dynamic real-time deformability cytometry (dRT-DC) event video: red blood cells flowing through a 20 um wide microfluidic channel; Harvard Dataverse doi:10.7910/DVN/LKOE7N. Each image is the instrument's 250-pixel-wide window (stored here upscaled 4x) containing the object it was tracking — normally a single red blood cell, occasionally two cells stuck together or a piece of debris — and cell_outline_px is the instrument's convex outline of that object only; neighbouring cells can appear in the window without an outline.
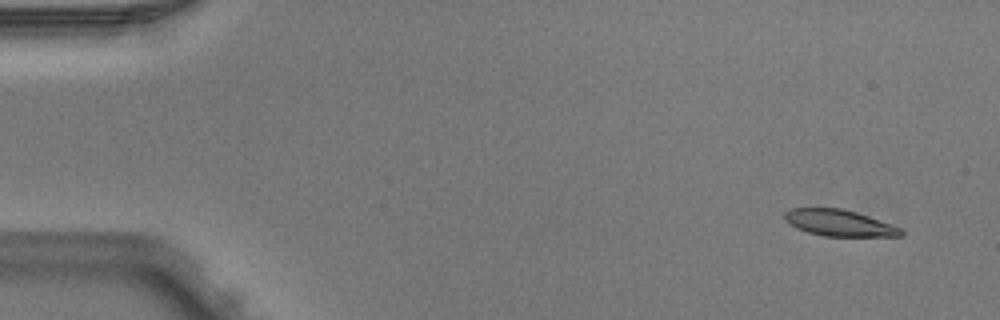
{"species": "Egyptian fruit bat (a non-hibernating species)", "species_latin": "Rousettus aegyptiacus", "temperature_condition": "warm", "stored_images_in_passage": 5, "camera_frame_rate_fps": 3000, "um_per_image_px": 0.085, "animal": {"sex": "male"}, "frame": {"image": 1, "passage_image": 1, "time_ms": 0.0, "image_size_px": [1000, 320], "cell_outline_px": [[904, 236], [824, 236], [808, 232], [796, 228], [784, 216], [784, 212], [792, 208], [840, 208], [856, 212], [868, 216], [900, 228], [904, 232]], "centroid_in_image_um": [71.34, 18.95], "position_along_channel_um": 13.7, "area_um2": 17.57}}
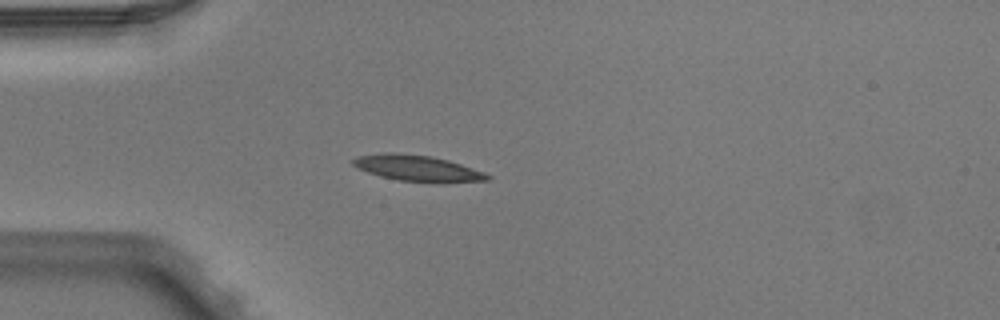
{"frame": {"image": 2, "passage_image": 4, "time_ms": 1.0, "image_size_px": [1000, 320], "cell_outline_px": [[492, 176], [488, 180], [396, 180], [380, 176], [356, 168], [352, 164], [352, 160], [356, 156], [384, 152], [392, 152], [432, 156], [448, 160], [484, 172]], "centroid_in_image_um": [35.34, 14.24], "position_along_channel_um": 49.7, "area_um2": 19.48}}